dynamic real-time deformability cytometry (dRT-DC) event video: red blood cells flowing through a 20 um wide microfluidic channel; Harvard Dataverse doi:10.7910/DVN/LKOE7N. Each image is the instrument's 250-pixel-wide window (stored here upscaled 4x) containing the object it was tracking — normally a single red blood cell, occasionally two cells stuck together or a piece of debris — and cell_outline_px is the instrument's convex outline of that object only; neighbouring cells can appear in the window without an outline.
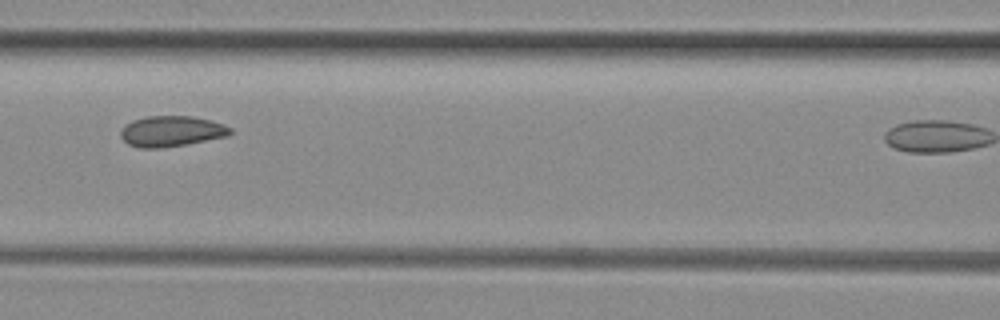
{"species": "common noctule bat (a hibernating species)", "species_latin": "Nyctalus noctula", "temperature_condition": "room temperature", "stored_images_in_passage": 5, "segment_of_instrument_passage": [1, 2], "camera_frame_rate_fps": 3000, "um_per_image_px": 0.085, "animal": {"sex": "female", "body_mass_g": 29.2, "forearm_length_mm": 56.3}, "frame": {"image": 1, "passage_image": 4, "time_ms": 1.0, "image_size_px": [1000, 320], "cell_outline_px": [[232, 132], [228, 136], [188, 144], [160, 148], [140, 148], [128, 144], [120, 136], [120, 132], [124, 124], [132, 120], [148, 116], [192, 116], [224, 124], [232, 128]], "centroid_in_image_um": [14.56, 11.16], "position_along_channel_um": 152.0, "area_um2": 19.71}}